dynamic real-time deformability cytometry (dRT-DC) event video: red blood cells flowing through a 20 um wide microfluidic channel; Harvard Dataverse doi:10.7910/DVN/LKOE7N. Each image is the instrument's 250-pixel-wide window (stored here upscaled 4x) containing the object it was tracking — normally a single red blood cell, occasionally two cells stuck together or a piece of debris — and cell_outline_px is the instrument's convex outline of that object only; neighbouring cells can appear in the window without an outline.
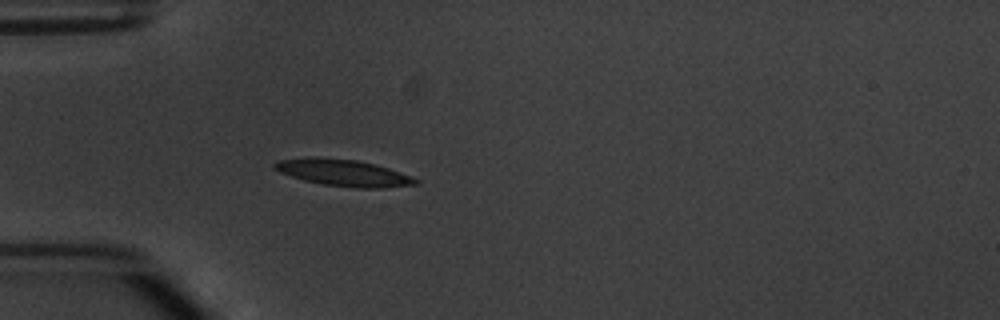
{"species": "common noctule bat (a hibernating species)", "species_latin": "Nyctalus noctula", "temperature_condition": "warm", "stored_images_in_passage": 3, "camera_frame_rate_fps": 3000, "um_per_image_px": 0.085, "animal": {"sex": "male", "body_mass_g": 20.1, "forearm_length_mm": 53.5}, "frame": {"image": 1, "passage_image": 3, "time_ms": 2.667, "image_size_px": [1000, 320], "cell_outline_px": [[420, 184], [384, 188], [356, 188], [324, 184], [304, 180], [280, 172], [272, 168], [272, 164], [280, 160], [308, 156], [316, 156], [356, 160], [376, 164], [412, 176], [420, 180]], "centroid_in_image_um": [29.21, 14.68], "position_along_channel_um": 55.8, "area_um2": 22.14}}